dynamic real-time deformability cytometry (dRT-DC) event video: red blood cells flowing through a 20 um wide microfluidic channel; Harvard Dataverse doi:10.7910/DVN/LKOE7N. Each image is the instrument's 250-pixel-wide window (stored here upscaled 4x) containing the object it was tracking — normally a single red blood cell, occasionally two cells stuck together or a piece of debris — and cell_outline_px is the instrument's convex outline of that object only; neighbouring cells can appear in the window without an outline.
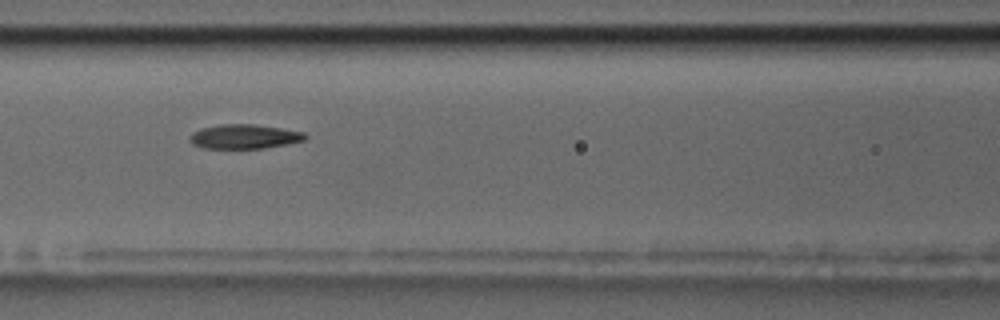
{"species": "common noctule bat (a hibernating species)", "species_latin": "Nyctalus noctula", "temperature_condition": "room temperature", "stored_images_in_passage": 10, "camera_frame_rate_fps": 3000, "um_per_image_px": 0.085, "animal": {"sex": "male", "body_mass_g": 17.5, "forearm_length_mm": 52.3}, "frame": {"image": 1, "passage_image": 7, "time_ms": 2.0, "image_size_px": [1000, 320], "cell_outline_px": [[308, 136], [304, 140], [288, 144], [264, 148], [204, 148], [192, 144], [188, 140], [192, 132], [200, 128], [220, 124], [256, 124], [304, 132]], "centroid_in_image_um": [20.75, 11.6], "position_along_channel_um": 145.9, "area_um2": 16.47}}
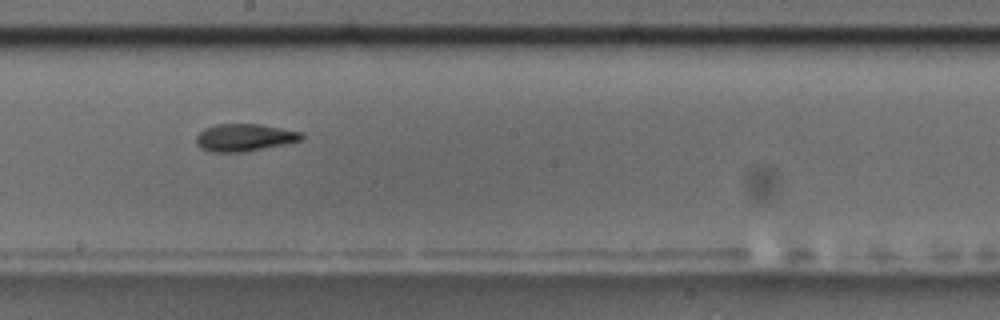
{"frame": {"image": 2, "passage_image": 9, "time_ms": 2.667, "image_size_px": [1000, 320], "cell_outline_px": [[304, 136], [300, 140], [284, 144], [244, 152], [212, 152], [200, 148], [196, 144], [196, 136], [204, 128], [216, 124], [260, 124], [300, 132]], "centroid_in_image_um": [20.72, 11.69], "position_along_channel_um": 227.5, "area_um2": 16.7}}
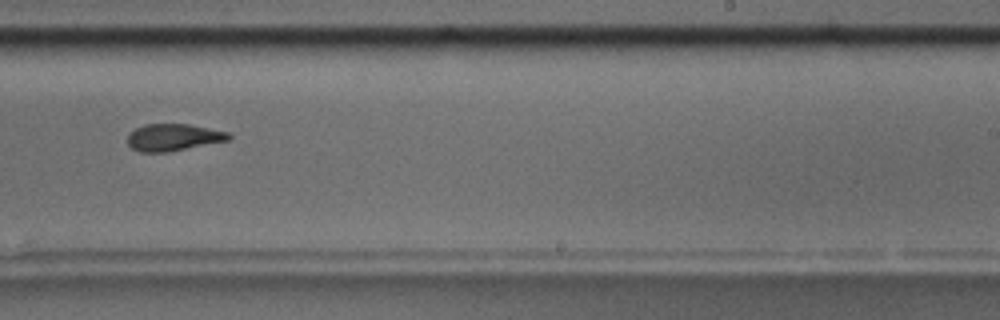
{"frame": {"image": 3, "passage_image": 10, "time_ms": 3.0, "image_size_px": [1000, 320], "cell_outline_px": [[232, 136], [228, 140], [168, 152], [140, 152], [132, 148], [128, 144], [128, 136], [136, 128], [144, 124], [188, 124], [228, 132]], "centroid_in_image_um": [14.72, 11.67], "position_along_channel_um": 274.3, "area_um2": 15.72}}